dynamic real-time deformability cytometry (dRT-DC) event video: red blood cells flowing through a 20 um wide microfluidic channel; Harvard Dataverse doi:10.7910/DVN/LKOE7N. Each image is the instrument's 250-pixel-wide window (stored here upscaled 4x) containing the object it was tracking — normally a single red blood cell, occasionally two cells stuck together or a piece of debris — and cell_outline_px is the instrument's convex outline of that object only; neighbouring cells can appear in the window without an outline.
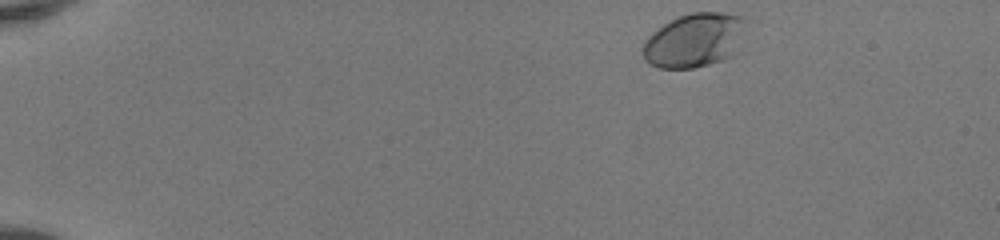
{"species": "human", "species_latin": "Homo sapiens", "temperature_condition": "room temperature", "stored_images_in_passage": 44, "camera_frame_rate_fps": 3000, "um_per_image_px": 0.085, "donor": {"sex": "female"}, "frame": {"image": 1, "passage_image": 1, "time_ms": 0.0, "image_size_px": [1000, 240], "cell_outline_px": [[752, 20], [732, 56], [724, 60], [692, 68], [660, 68], [648, 64], [644, 60], [640, 52], [644, 40], [652, 32], [664, 24], [680, 16], [692, 12], [724, 12], [744, 16]], "centroid_in_image_um": [59.06, 3.4], "position_along_channel_um": 25.9, "area_um2": 33.29}}
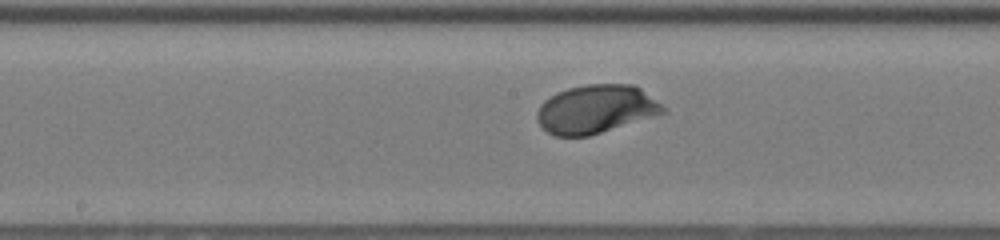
{"frame": {"image": 2, "passage_image": 22, "time_ms": 7.0, "image_size_px": [1000, 240], "cell_outline_px": [[668, 112], [588, 136], [556, 136], [548, 132], [540, 124], [536, 116], [536, 112], [540, 104], [544, 100], [556, 92], [568, 88], [588, 84], [632, 84], [640, 88], [668, 108]], "centroid_in_image_um": [50.67, 9.27], "position_along_channel_um": 197.5, "area_um2": 35.6}}
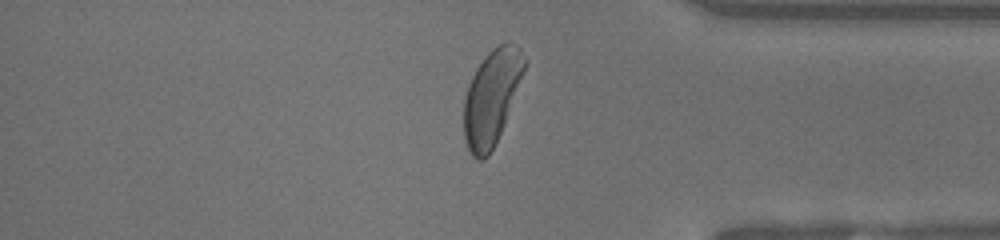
{"frame": {"image": 3, "passage_image": 37, "time_ms": 12.0, "image_size_px": [1000, 240], "cell_outline_px": [[528, 60], [524, 72], [504, 124], [488, 156], [484, 160], [476, 160], [472, 156], [464, 140], [464, 100], [468, 84], [476, 68], [484, 56], [492, 48], [508, 40], [516, 44], [520, 48]], "centroid_in_image_um": [41.79, 8.22], "position_along_channel_um": 393.4, "area_um2": 33.58}, "authors_computed_cell_mechanics": {"area_um2": 33.813, "velocity_mm_per_s": 4.1272, "shape_relaxation_time_tau1_ms": 1.3887, "shape_relaxation_time_tau2_ms": null, "deformation_change_tau1": 0.1429, "deformation_change_tau2": null}}